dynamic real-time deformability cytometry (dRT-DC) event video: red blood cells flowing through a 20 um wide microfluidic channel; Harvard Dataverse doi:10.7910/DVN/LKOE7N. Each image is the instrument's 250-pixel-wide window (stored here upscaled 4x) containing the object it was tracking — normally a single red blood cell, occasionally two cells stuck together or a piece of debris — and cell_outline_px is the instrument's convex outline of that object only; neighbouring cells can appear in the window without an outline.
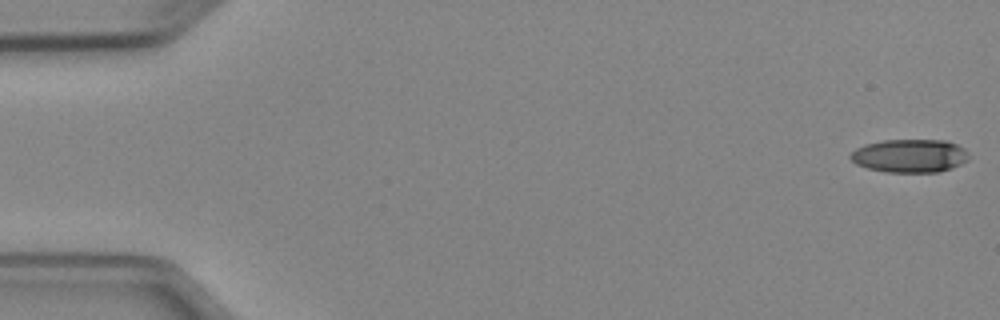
{"species": "Egyptian fruit bat (a non-hibernating species)", "species_latin": "Rousettus aegyptiacus", "temperature_condition": "cold", "stored_images_in_passage": 5, "camera_frame_rate_fps": 3000, "um_per_image_px": 0.085, "animal": {"sex": "female"}, "frame": {"image": 1, "passage_image": 1, "time_ms": 0.0, "image_size_px": [1000, 320], "cell_outline_px": [[968, 160], [952, 168], [936, 172], [884, 172], [868, 168], [856, 164], [848, 156], [856, 148], [864, 144], [884, 140], [944, 140], [956, 144], [964, 148], [968, 152]], "centroid_in_image_um": [77.32, 13.24], "position_along_channel_um": 7.7, "area_um2": 23.0}}
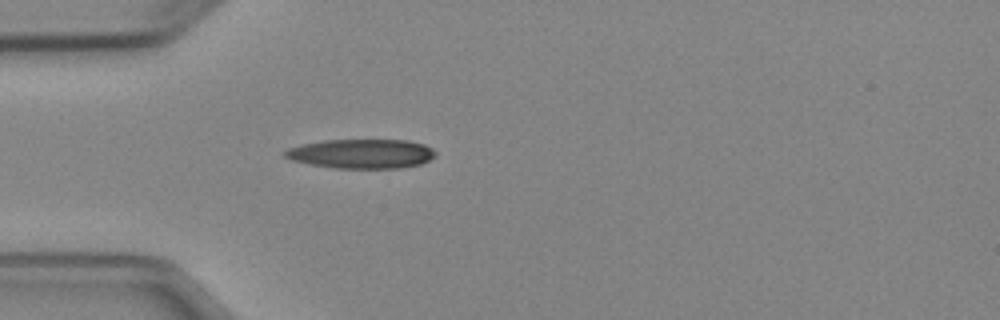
{"frame": {"image": 2, "passage_image": 5, "time_ms": 4.667, "image_size_px": [1000, 320], "cell_outline_px": [[436, 152], [428, 160], [420, 164], [400, 168], [336, 168], [312, 164], [292, 160], [284, 156], [284, 152], [288, 148], [304, 144], [324, 140], [408, 140], [424, 144], [432, 148]], "centroid_in_image_um": [30.74, 13.06], "position_along_channel_um": 54.3, "area_um2": 25.49}}